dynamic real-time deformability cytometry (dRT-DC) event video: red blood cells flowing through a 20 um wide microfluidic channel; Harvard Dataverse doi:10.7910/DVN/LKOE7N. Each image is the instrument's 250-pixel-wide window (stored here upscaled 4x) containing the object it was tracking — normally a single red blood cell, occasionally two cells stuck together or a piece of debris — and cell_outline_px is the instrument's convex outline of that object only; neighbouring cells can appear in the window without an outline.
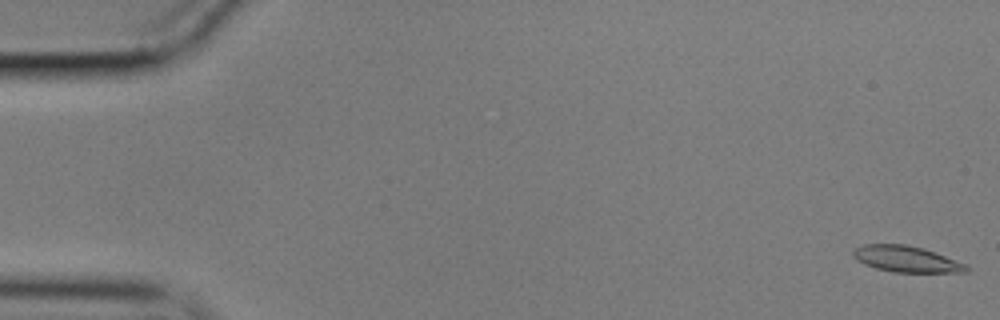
{"species": "common noctule bat (a hibernating species)", "species_latin": "Nyctalus noctula", "temperature_condition": "cold", "stored_images_in_passage": 7, "camera_frame_rate_fps": 3000, "um_per_image_px": 0.085, "animal": {"sex": "male", "body_mass_g": 17.9}, "frame": {"image": 1, "passage_image": 1, "time_ms": 0.0, "image_size_px": [1000, 320], "cell_outline_px": [[968, 272], [892, 272], [876, 268], [864, 264], [856, 260], [852, 256], [852, 252], [856, 248], [864, 244], [904, 244], [924, 248], [964, 264], [968, 268]], "centroid_in_image_um": [76.97, 22.01], "position_along_channel_um": 8.0, "area_um2": 17.05}}